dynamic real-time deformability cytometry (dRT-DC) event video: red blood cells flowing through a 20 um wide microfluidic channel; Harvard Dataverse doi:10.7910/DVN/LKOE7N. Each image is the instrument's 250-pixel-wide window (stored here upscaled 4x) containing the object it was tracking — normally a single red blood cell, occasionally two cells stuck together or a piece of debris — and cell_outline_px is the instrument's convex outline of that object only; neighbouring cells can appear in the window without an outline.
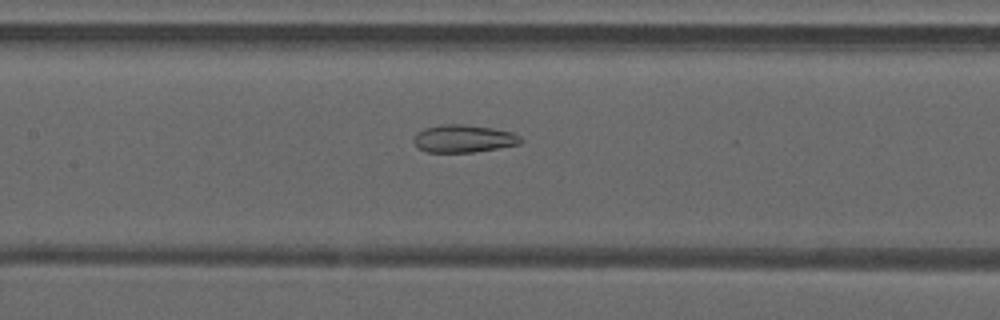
{"species": "common noctule bat (a hibernating species)", "species_latin": "Nyctalus noctula", "temperature_condition": "warm", "stored_images_in_passage": 44, "camera_frame_rate_fps": 3000, "um_per_image_px": 0.085, "animal": {"sex": "male", "forearm_length_mm": 52.5}, "frame": {"image": 1, "passage_image": 23, "time_ms": 7.333, "image_size_px": [1000, 320], "cell_outline_px": [[524, 140], [520, 144], [472, 152], [428, 152], [420, 148], [412, 140], [412, 136], [416, 132], [424, 128], [444, 124], [464, 124], [492, 128], [512, 132], [520, 136]], "centroid_in_image_um": [39.39, 11.77], "position_along_channel_um": 168.0, "area_um2": 17.22}}
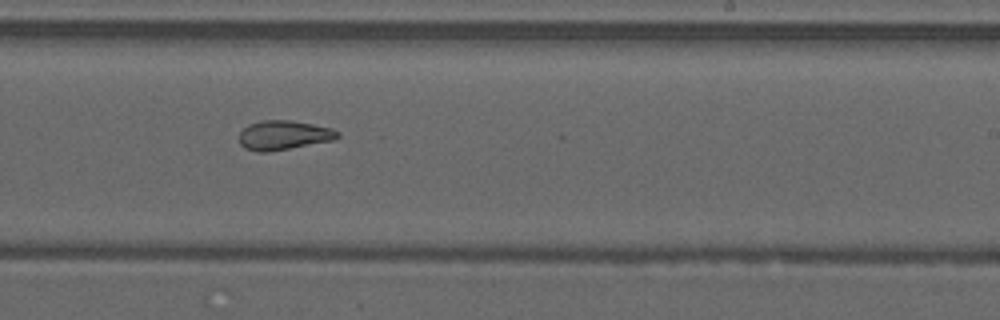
{"frame": {"image": 2, "passage_image": 30, "time_ms": 9.667, "image_size_px": [1000, 320], "cell_outline_px": [[340, 136], [332, 140], [268, 152], [256, 152], [244, 148], [240, 144], [240, 132], [248, 124], [264, 120], [288, 120], [312, 124], [332, 128], [340, 132]], "centroid_in_image_um": [24.09, 11.49], "position_along_channel_um": 264.9, "area_um2": 16.7}}
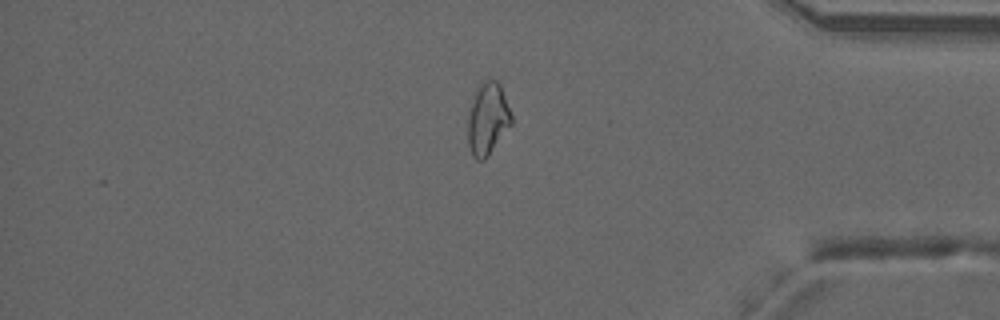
{"frame": {"image": 3, "passage_image": 41, "time_ms": 13.333, "image_size_px": [1000, 320], "cell_outline_px": [[512, 124], [488, 156], [484, 160], [476, 160], [472, 156], [468, 144], [468, 116], [476, 92], [480, 84], [488, 76], [496, 80], [500, 84], [512, 116]], "centroid_in_image_um": [41.46, 10.11], "position_along_channel_um": 393.7, "area_um2": 18.26}, "authors_computed_cell_mechanics": {"area_um2": 18.5827, "velocity_mm_per_s": 4.1635, "shape_relaxation_time_tau1_ms": null, "shape_relaxation_time_tau2_ms": 2.8429, "deformation_change_tau1": null, "deformation_change_tau2": 0.1044}}